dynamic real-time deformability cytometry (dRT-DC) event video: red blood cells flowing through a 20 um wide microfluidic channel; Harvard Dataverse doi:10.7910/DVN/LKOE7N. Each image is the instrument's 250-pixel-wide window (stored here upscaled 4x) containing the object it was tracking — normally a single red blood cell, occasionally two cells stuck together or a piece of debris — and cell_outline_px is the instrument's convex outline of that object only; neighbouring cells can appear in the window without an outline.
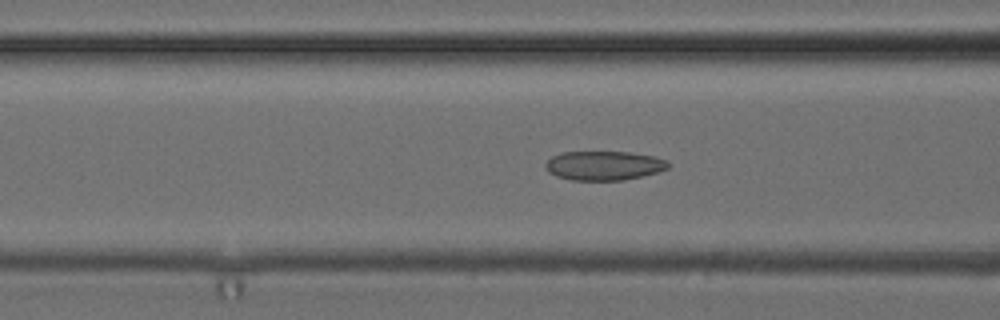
{"species": "common noctule bat (a hibernating species)", "species_latin": "Nyctalus noctula", "temperature_condition": "cold", "stored_images_in_passage": 52, "camera_frame_rate_fps": 3000, "um_per_image_px": 0.085, "animal": {"sex": "female", "body_mass_g": 24.6, "forearm_length_mm": 56.2}, "frame": {"image": 1, "passage_image": 21, "time_ms": 6.667, "image_size_px": [1000, 320], "cell_outline_px": [[668, 168], [656, 172], [624, 180], [572, 180], [556, 176], [548, 172], [544, 168], [544, 164], [552, 156], [560, 152], [628, 152], [652, 156], [668, 160]], "centroid_in_image_um": [51.28, 14.07], "position_along_channel_um": 115.3, "area_um2": 20.81}}
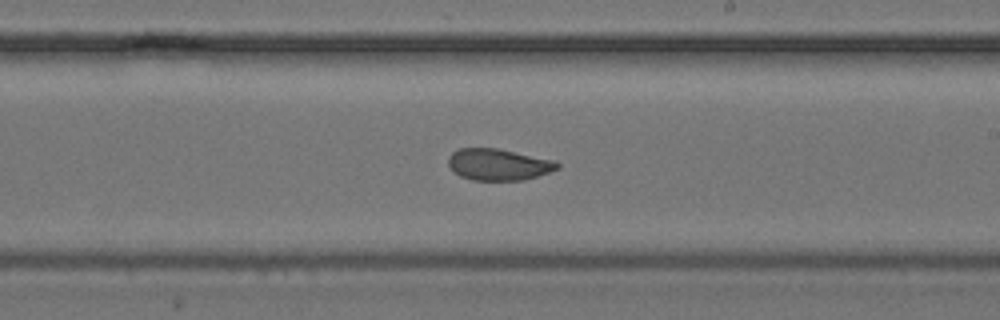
{"frame": {"image": 2, "passage_image": 31, "time_ms": 10.0, "image_size_px": [1000, 320], "cell_outline_px": [[560, 168], [524, 180], [472, 180], [460, 176], [452, 172], [448, 164], [448, 156], [452, 152], [460, 148], [496, 148], [556, 160], [560, 164]], "centroid_in_image_um": [42.35, 13.98], "position_along_channel_um": 246.6, "area_um2": 20.17}}
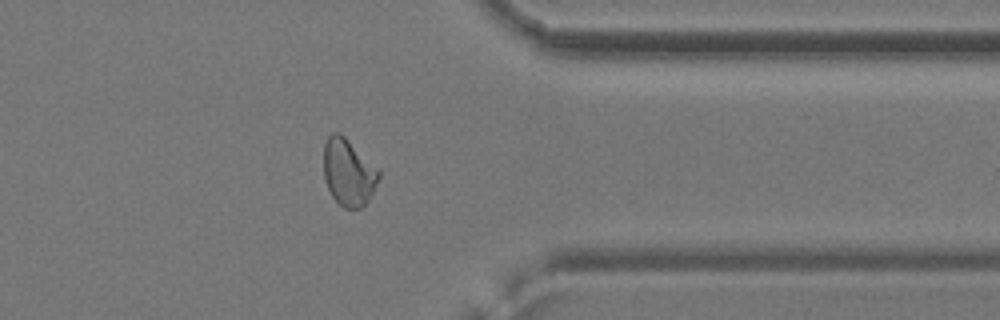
{"frame": {"image": 3, "passage_image": 42, "time_ms": 13.667, "image_size_px": [1000, 320], "cell_outline_px": [[380, 176], [368, 200], [360, 208], [344, 208], [332, 196], [324, 180], [324, 144], [328, 136], [332, 132], [340, 132], [380, 172]], "centroid_in_image_um": [29.58, 14.65], "position_along_channel_um": 381.8, "area_um2": 21.04}, "authors_computed_cell_mechanics": {"area_um2": 21.4438, "velocity_mm_per_s": 3.943, "shape_relaxation_time_tau1_ms": 6.8377, "shape_relaxation_time_tau2_ms": 1.4916, "deformation_change_tau1": 0.156, "deformation_change_tau2": 0.0608}}